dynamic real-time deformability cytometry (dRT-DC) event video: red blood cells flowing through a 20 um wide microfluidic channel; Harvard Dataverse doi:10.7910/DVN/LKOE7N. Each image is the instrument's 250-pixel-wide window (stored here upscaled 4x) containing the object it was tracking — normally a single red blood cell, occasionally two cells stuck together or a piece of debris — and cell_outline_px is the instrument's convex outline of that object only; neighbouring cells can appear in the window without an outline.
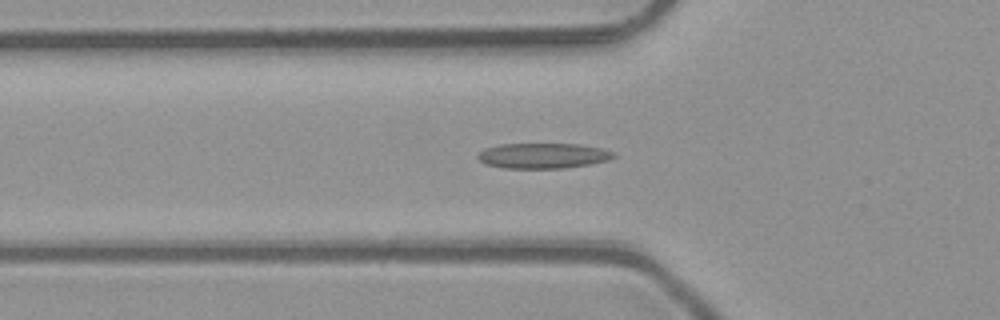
{"species": "common noctule bat (a hibernating species)", "species_latin": "Nyctalus noctula", "temperature_condition": "room temperature", "stored_images_in_passage": 18, "camera_frame_rate_fps": 3000, "um_per_image_px": 0.085, "animal": {"sex": "male", "body_mass_g": 23.1, "forearm_length_mm": 52.7}, "frame": {"image": 1, "passage_image": 16, "time_ms": 5.0, "image_size_px": [1000, 320], "cell_outline_px": [[616, 156], [608, 160], [588, 164], [564, 168], [504, 168], [484, 164], [476, 156], [484, 148], [500, 144], [576, 144], [600, 148], [612, 152]], "centroid_in_image_um": [46.1, 13.24], "position_along_channel_um": 79.7, "area_um2": 19.88}}